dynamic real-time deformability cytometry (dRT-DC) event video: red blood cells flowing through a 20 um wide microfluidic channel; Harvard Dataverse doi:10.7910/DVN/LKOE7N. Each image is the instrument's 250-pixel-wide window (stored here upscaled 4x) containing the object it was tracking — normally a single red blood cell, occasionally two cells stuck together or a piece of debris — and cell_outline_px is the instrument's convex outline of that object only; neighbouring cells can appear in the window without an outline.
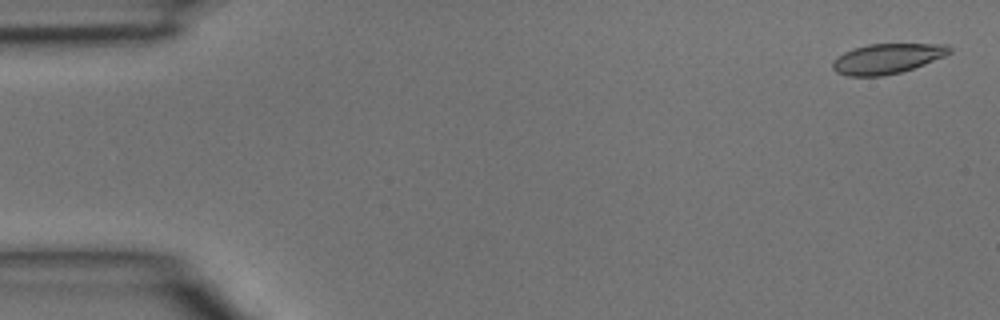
{"species": "common noctule bat (a hibernating species)", "species_latin": "Nyctalus noctula", "temperature_condition": "room temperature", "stored_images_in_passage": 4, "camera_frame_rate_fps": 3000, "um_per_image_px": 0.085, "animal": {"sex": "male", "body_mass_g": 15.6}, "frame": {"image": 1, "passage_image": 1, "time_ms": 0.0, "image_size_px": [1000, 320], "cell_outline_px": [[952, 52], [944, 56], [924, 64], [900, 72], [884, 76], [848, 76], [836, 72], [832, 68], [832, 60], [836, 56], [852, 48], [868, 44], [948, 44], [952, 48]], "centroid_in_image_um": [75.37, 4.98], "position_along_channel_um": 9.6, "area_um2": 20.58}}
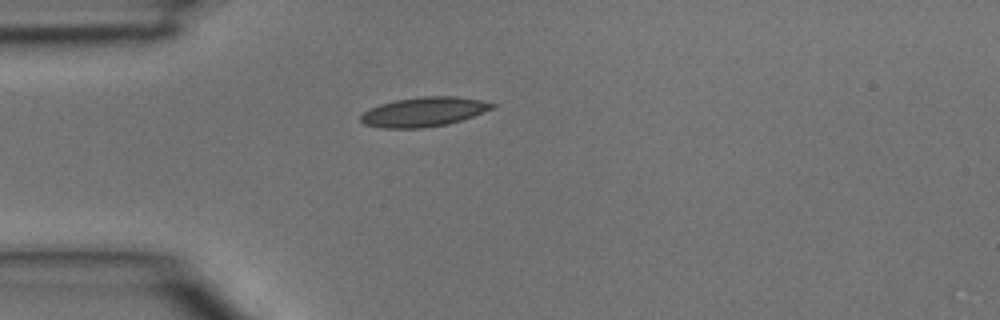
{"frame": {"image": 2, "passage_image": 4, "time_ms": 1.0, "image_size_px": [1000, 320], "cell_outline_px": [[496, 104], [492, 108], [484, 112], [448, 124], [424, 128], [380, 128], [364, 124], [360, 120], [360, 116], [368, 108], [380, 104], [396, 100], [424, 96], [456, 96], [480, 100]], "centroid_in_image_um": [35.98, 9.51], "position_along_channel_um": 49.0, "area_um2": 22.48}}